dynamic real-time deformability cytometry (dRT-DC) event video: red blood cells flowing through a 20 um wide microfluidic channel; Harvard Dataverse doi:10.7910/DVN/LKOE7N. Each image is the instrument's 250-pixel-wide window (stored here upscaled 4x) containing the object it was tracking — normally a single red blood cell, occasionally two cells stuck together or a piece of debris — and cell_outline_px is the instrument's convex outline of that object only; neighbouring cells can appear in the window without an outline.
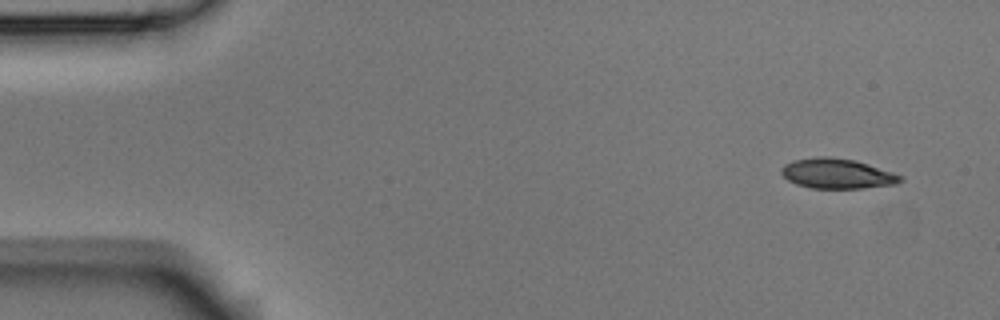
{"species": "Egyptian fruit bat (a non-hibernating species)", "species_latin": "Rousettus aegyptiacus", "temperature_condition": "room temperature", "stored_images_in_passage": 8, "camera_frame_rate_fps": 3000, "um_per_image_px": 0.085, "animal": {"sex": "male"}, "frame": {"image": 1, "passage_image": 1, "time_ms": 0.0, "image_size_px": [1000, 320], "cell_outline_px": [[904, 180], [896, 184], [864, 188], [812, 188], [796, 184], [788, 180], [780, 172], [780, 168], [784, 164], [792, 160], [820, 156], [828, 156], [856, 160], [904, 176]], "centroid_in_image_um": [71.16, 14.75], "position_along_channel_um": 13.8, "area_um2": 20.98}}
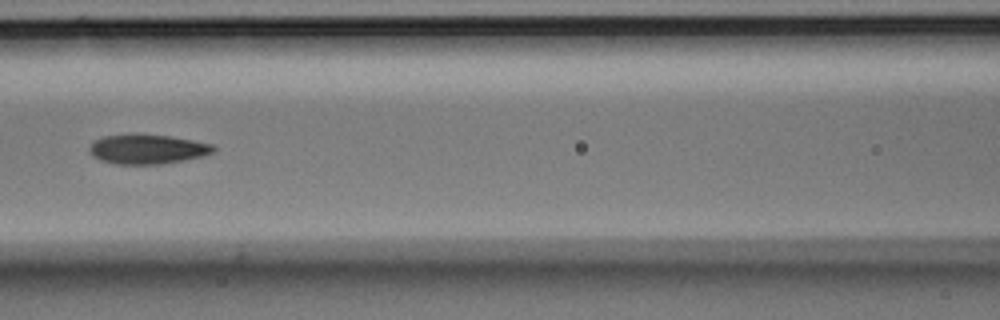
{"frame": {"image": 2, "passage_image": 6, "time_ms": 1.667, "image_size_px": [1000, 320], "cell_outline_px": [[216, 152], [204, 156], [184, 160], [160, 164], [116, 164], [100, 160], [92, 156], [88, 148], [92, 140], [104, 136], [136, 132], [168, 136], [192, 140], [212, 144], [216, 148]], "centroid_in_image_um": [12.5, 12.66], "position_along_channel_um": 154.1, "area_um2": 21.91}}
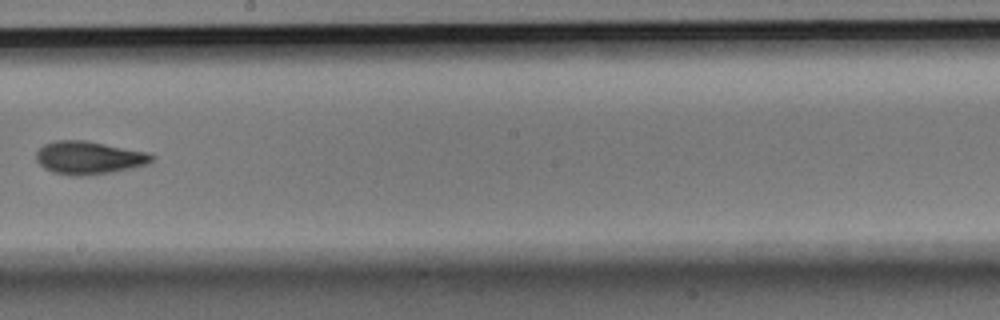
{"frame": {"image": 3, "passage_image": 8, "time_ms": 2.333, "image_size_px": [1000, 320], "cell_outline_px": [[156, 156], [148, 164], [112, 172], [84, 176], [72, 176], [52, 172], [44, 168], [36, 160], [36, 152], [44, 144], [56, 140], [84, 140], [148, 152]], "centroid_in_image_um": [7.54, 13.41], "position_along_channel_um": 240.7, "area_um2": 22.25}}